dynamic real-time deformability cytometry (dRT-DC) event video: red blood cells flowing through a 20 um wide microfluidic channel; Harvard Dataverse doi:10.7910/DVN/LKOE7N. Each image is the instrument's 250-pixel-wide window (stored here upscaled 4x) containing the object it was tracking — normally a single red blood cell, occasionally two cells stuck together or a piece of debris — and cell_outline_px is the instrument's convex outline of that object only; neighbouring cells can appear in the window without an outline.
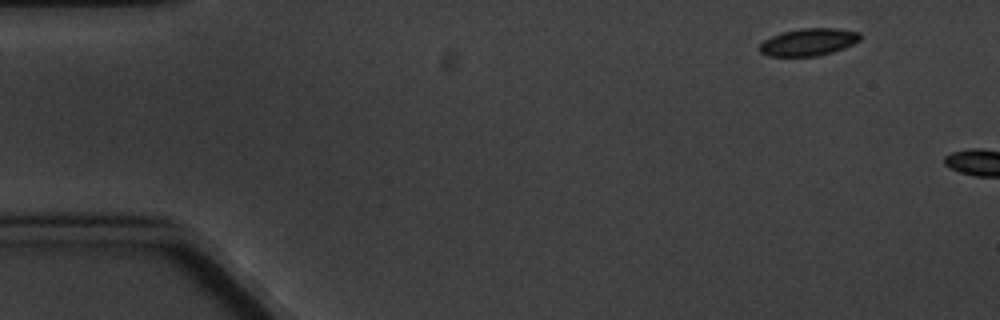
{"species": "common noctule bat (a hibernating species)", "species_latin": "Nyctalus noctula", "temperature_condition": "cold", "stored_images_in_passage": 2, "camera_frame_rate_fps": 3000, "um_per_image_px": 0.085, "animal": {"sex": "male", "body_mass_g": 20.1, "forearm_length_mm": 53.5}, "frame": {"image": 1, "passage_image": 1, "time_ms": 0.0, "image_size_px": [1000, 320], "cell_outline_px": [[860, 40], [844, 48], [832, 52], [816, 56], [768, 56], [760, 52], [756, 48], [764, 40], [780, 32], [800, 28], [840, 28], [860, 32]], "centroid_in_image_um": [68.7, 3.56], "position_along_channel_um": 16.3, "area_um2": 16.18}}